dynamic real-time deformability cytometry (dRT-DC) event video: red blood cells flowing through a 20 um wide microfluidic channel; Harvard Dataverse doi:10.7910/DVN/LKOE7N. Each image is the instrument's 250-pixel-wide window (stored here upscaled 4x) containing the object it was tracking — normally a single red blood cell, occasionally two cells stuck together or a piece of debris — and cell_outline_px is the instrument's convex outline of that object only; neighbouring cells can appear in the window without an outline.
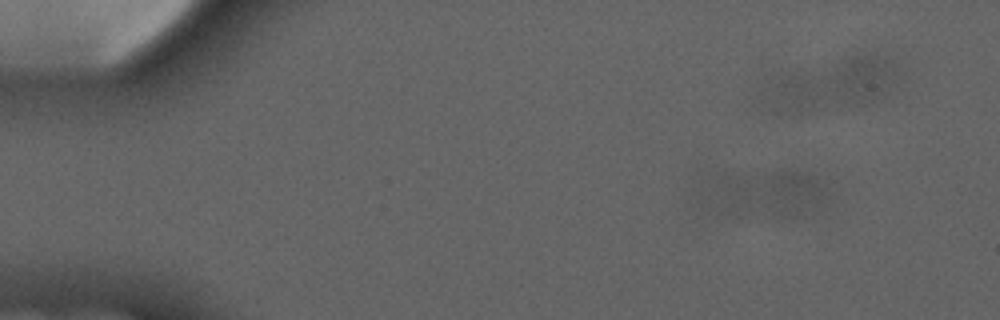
{"species": "common noctule bat (a hibernating species)", "species_latin": "Nyctalus noctula", "temperature_condition": "cold", "stored_images_in_passage": 9, "camera_frame_rate_fps": 3000, "um_per_image_px": 0.085, "animal": {"sex": "male", "forearm_length_mm": 52.5}, "frame": {"image": 1, "passage_image": 1, "time_ms": 0.0, "image_size_px": [1000, 320], "cell_outline_px": [[832, 196], [804, 216], [792, 216], [776, 200], [768, 188], [772, 176], [776, 172], [804, 172], [812, 176], [824, 184], [832, 192]], "centroid_in_image_um": [67.86, 16.33], "position_along_channel_um": 17.1, "area_um2": 14.05}}